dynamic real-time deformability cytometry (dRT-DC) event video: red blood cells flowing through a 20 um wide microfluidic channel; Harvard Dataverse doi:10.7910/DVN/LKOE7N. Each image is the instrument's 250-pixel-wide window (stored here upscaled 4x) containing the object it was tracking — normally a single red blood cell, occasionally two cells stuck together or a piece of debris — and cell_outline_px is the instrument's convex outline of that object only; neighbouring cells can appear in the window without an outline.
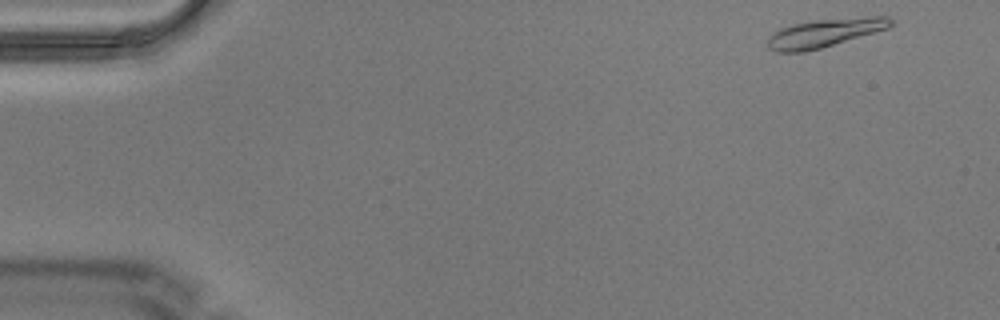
{"species": "Egyptian fruit bat (a non-hibernating species)", "species_latin": "Rousettus aegyptiacus", "temperature_condition": "warm", "stored_images_in_passage": 5, "camera_frame_rate_fps": 3000, "um_per_image_px": 0.085, "animal": {"sex": "male"}, "frame": {"image": 1, "passage_image": 1, "time_ms": 0.0, "image_size_px": [1000, 320], "cell_outline_px": [[892, 24], [888, 28], [820, 48], [804, 52], [776, 52], [768, 48], [768, 36], [780, 28], [792, 24], [812, 20], [872, 16], [888, 16], [892, 20]], "centroid_in_image_um": [70.05, 2.79], "position_along_channel_um": 14.9, "area_um2": 20.23}}